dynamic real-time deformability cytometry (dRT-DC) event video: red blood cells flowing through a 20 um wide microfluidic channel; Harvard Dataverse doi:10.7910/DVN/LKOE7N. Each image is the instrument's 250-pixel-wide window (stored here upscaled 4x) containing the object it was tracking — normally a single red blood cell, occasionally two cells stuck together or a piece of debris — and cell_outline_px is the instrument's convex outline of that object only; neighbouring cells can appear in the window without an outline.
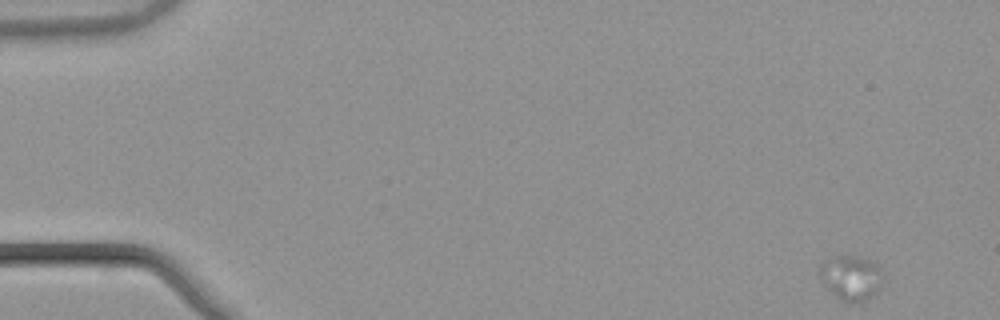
{"species": "common noctule bat (a hibernating species)", "species_latin": "Nyctalus noctula", "temperature_condition": "warm", "stored_images_in_passage": 39, "camera_frame_rate_fps": 3000, "um_per_image_px": 0.085, "animal": {"sex": "male", "body_mass_g": 21.5, "forearm_length_mm": 52.0}, "frame": {"image": 1, "passage_image": 1, "time_ms": 0.0, "image_size_px": [1000, 320], "cell_outline_px": [[884, 276], [880, 288], [872, 296], [860, 304], [844, 304], [820, 280], [820, 264], [828, 256], [844, 252], [860, 256], [872, 260], [880, 264]], "centroid_in_image_um": [72.36, 23.56], "position_along_channel_um": 12.6, "area_um2": 17.74}}
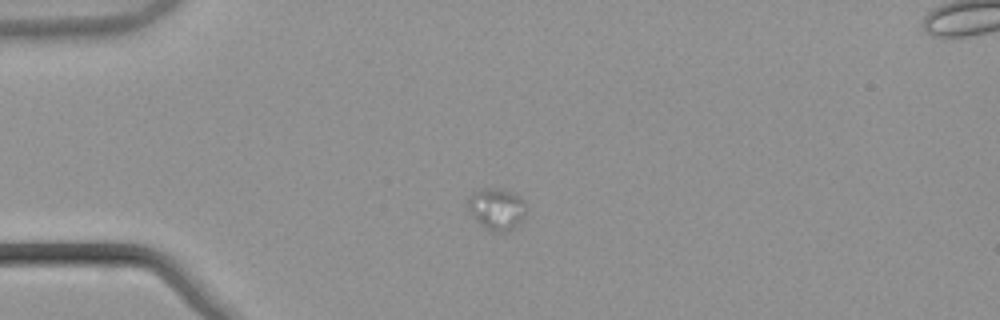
{"frame": {"image": 2, "passage_image": 13, "time_ms": 4.0, "image_size_px": [1000, 320], "cell_outline_px": [[524, 216], [520, 224], [516, 228], [508, 232], [492, 232], [480, 224], [472, 216], [468, 208], [468, 196], [472, 192], [484, 188], [504, 188], [520, 196], [524, 200]], "centroid_in_image_um": [42.22, 17.76], "position_along_channel_um": 42.8, "area_um2": 14.45}}
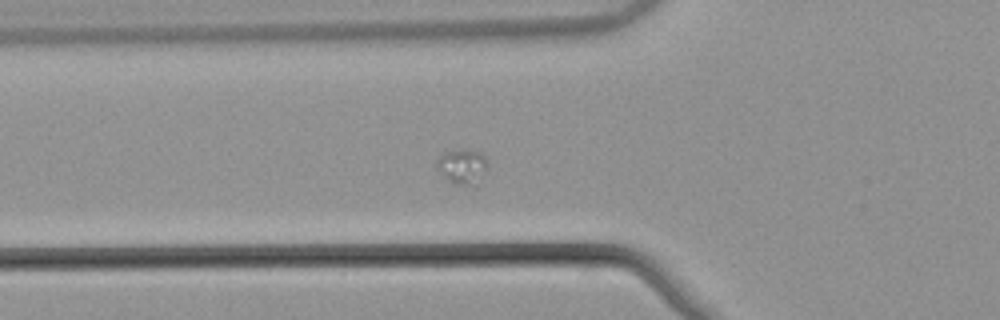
{"frame": {"image": 3, "passage_image": 19, "time_ms": 6.0, "image_size_px": [1000, 320], "cell_outline_px": [[488, 168], [476, 184], [456, 184], [436, 168], [436, 160], [444, 152], [464, 148], [480, 152], [484, 156], [488, 164]], "centroid_in_image_um": [39.32, 14.1], "position_along_channel_um": 86.5, "area_um2": 10.17}}